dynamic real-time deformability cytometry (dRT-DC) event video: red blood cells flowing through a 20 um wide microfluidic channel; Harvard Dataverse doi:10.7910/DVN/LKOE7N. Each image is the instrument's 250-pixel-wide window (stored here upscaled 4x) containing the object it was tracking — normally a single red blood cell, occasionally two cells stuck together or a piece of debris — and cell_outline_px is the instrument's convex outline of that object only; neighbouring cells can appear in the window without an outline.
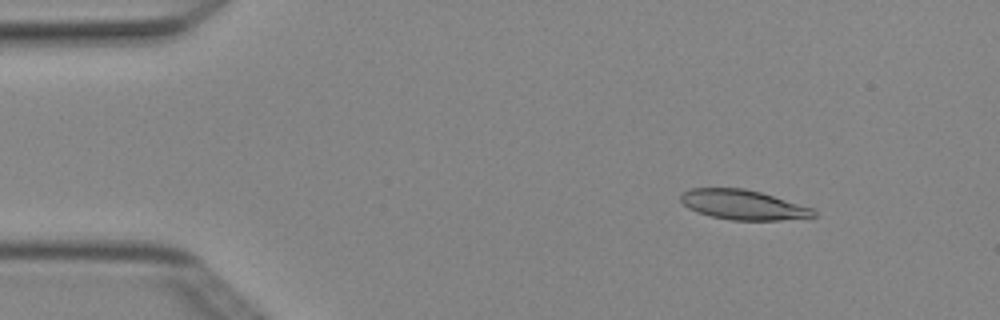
{"species": "Egyptian fruit bat (a non-hibernating species)", "species_latin": "Rousettus aegyptiacus", "temperature_condition": "cold", "stored_images_in_passage": 2, "camera_frame_rate_fps": 3000, "um_per_image_px": 0.085, "animal": {"sex": "female"}, "frame": {"image": 1, "passage_image": 2, "time_ms": 0.333, "image_size_px": [1000, 320], "cell_outline_px": [[816, 216], [780, 220], [732, 220], [712, 216], [696, 212], [688, 208], [680, 200], [680, 196], [684, 192], [692, 188], [744, 188], [760, 192], [812, 208], [816, 212]], "centroid_in_image_um": [63.13, 17.4], "position_along_channel_um": 21.9, "area_um2": 22.77}}